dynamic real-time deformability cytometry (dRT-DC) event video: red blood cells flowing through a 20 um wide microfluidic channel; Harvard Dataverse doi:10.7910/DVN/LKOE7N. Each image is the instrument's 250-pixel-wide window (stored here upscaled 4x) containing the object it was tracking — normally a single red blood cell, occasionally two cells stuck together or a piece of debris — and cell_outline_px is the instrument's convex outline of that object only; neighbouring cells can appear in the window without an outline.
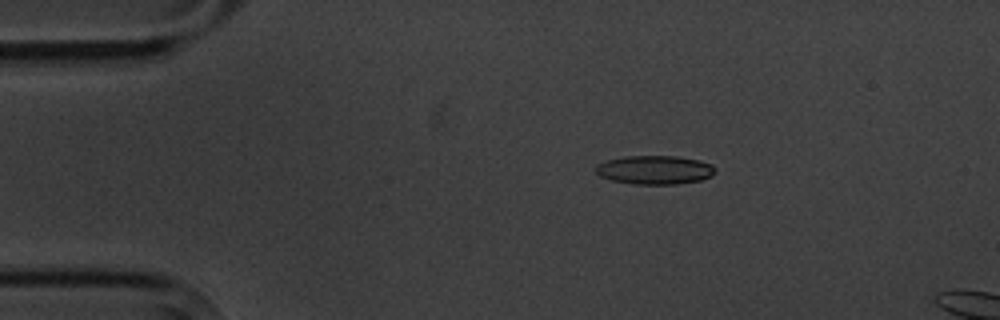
{"species": "common noctule bat (a hibernating species)", "species_latin": "Nyctalus noctula", "temperature_condition": "cold", "stored_images_in_passage": 4, "camera_frame_rate_fps": 3000, "um_per_image_px": 0.085, "animal": {"sex": "male", "body_mass_g": 20.1, "forearm_length_mm": 53.5}, "frame": {"image": 1, "passage_image": 4, "time_ms": 4.333, "image_size_px": [1000, 320], "cell_outline_px": [[716, 172], [712, 176], [700, 180], [676, 184], [636, 184], [612, 180], [600, 176], [596, 172], [596, 164], [608, 160], [624, 156], [676, 156], [700, 160], [712, 164], [716, 168]], "centroid_in_image_um": [55.69, 14.43], "position_along_channel_um": 29.3, "area_um2": 20.06}}